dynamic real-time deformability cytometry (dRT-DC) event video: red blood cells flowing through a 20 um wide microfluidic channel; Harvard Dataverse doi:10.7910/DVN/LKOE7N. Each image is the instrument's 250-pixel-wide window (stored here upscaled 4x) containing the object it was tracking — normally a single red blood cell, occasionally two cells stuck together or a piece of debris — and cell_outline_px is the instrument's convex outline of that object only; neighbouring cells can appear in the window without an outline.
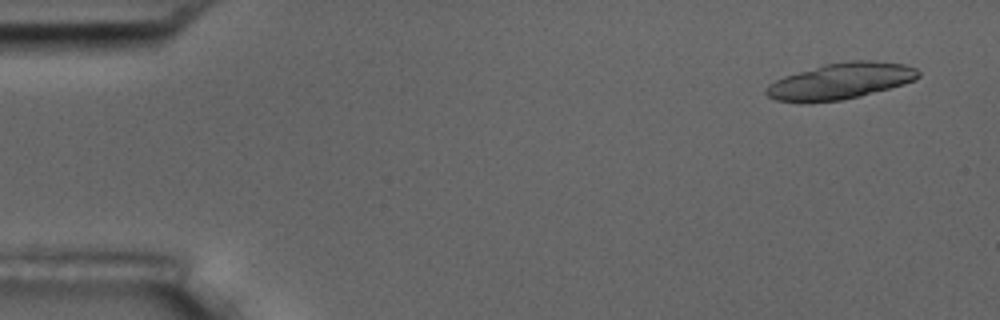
{"species": "common noctule bat (a hibernating species)", "species_latin": "Nyctalus noctula", "temperature_condition": "room temperature", "stored_images_in_passage": 19, "camera_frame_rate_fps": 3000, "um_per_image_px": 0.085, "animal": {"sex": "male", "body_mass_g": 17.5, "forearm_length_mm": 52.3}, "frame": {"image": 1, "passage_image": 2, "time_ms": 0.333, "image_size_px": [1000, 320], "cell_outline_px": [[920, 76], [916, 80], [904, 84], [860, 96], [840, 100], [804, 104], [776, 100], [768, 96], [764, 92], [768, 84], [784, 76], [824, 64], [852, 60], [872, 60], [904, 64], [916, 68], [920, 72]], "centroid_in_image_um": [71.43, 6.9], "position_along_channel_um": 13.6, "area_um2": 32.37}}